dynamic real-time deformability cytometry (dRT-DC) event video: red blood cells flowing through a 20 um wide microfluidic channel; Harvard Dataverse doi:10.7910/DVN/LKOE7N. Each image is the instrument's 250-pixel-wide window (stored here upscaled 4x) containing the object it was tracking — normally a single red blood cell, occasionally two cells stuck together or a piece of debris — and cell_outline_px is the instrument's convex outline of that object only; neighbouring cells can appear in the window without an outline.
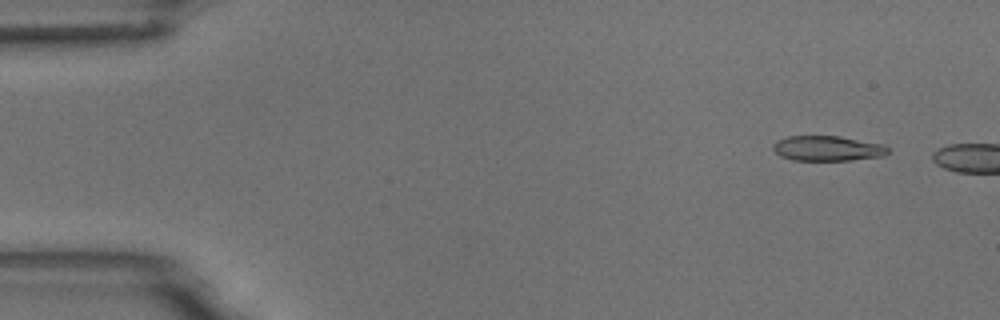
{"species": "common noctule bat (a hibernating species)", "species_latin": "Nyctalus noctula", "temperature_condition": "room temperature", "stored_images_in_passage": 12, "camera_frame_rate_fps": 3000, "um_per_image_px": 0.085, "animal": {"sex": "male", "body_mass_g": 18.8}, "frame": {"image": 1, "passage_image": 4, "time_ms": 1.0, "image_size_px": [1000, 320], "cell_outline_px": [[888, 152], [884, 156], [852, 160], [792, 160], [780, 156], [772, 148], [772, 144], [776, 140], [788, 136], [840, 136], [884, 144], [888, 148]], "centroid_in_image_um": [70.33, 12.61], "position_along_channel_um": 14.7, "area_um2": 16.94}}